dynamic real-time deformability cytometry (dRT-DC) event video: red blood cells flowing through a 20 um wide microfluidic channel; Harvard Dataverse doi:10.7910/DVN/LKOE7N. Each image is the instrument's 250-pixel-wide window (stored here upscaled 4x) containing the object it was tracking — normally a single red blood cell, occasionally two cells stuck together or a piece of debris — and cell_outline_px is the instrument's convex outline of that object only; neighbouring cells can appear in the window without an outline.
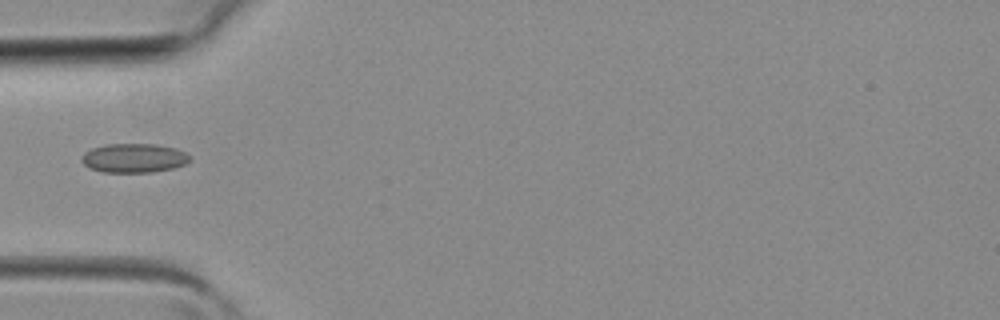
{"species": "common noctule bat (a hibernating species)", "species_latin": "Nyctalus noctula", "temperature_condition": "room temperature", "stored_images_in_passage": 1, "camera_frame_rate_fps": 3000, "um_per_image_px": 0.085, "animal": {"sex": "female", "body_mass_g": 19.3, "forearm_length_mm": 54.1}, "frame": {"image": 1, "passage_image": 1, "time_ms": 0.0, "image_size_px": [1000, 320], "cell_outline_px": [[192, 160], [184, 164], [172, 168], [152, 172], [104, 172], [88, 168], [80, 160], [80, 156], [84, 152], [92, 148], [104, 144], [156, 144], [176, 148], [192, 156]], "centroid_in_image_um": [11.37, 13.43], "position_along_channel_um": 73.6, "area_um2": 18.55}}